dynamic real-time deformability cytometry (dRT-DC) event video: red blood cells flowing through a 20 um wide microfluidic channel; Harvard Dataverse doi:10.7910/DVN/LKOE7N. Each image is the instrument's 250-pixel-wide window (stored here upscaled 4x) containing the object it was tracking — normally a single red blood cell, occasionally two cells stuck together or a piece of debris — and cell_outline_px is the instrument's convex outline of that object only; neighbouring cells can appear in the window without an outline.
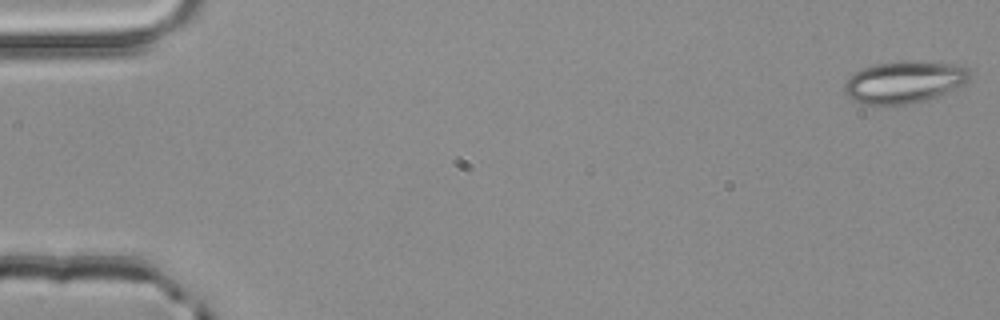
{"species": "common noctule bat (a hibernating species)", "species_latin": "Nyctalus noctula", "temperature_condition": "room temperature", "stored_images_in_passage": 52, "camera_frame_rate_fps": 3000, "um_per_image_px": 0.085, "animal": {"sex": "male", "body_mass_g": 20.4}, "frame": {"image": 1, "passage_image": 1, "time_ms": 0.0, "image_size_px": [1000, 320], "cell_outline_px": [[972, 76], [968, 80], [952, 92], [924, 100], [908, 104], [860, 104], [852, 100], [844, 92], [844, 84], [848, 76], [864, 68], [876, 64], [900, 60], [904, 60], [964, 64], [972, 72]], "centroid_in_image_um": [76.91, 6.96], "position_along_channel_um": 8.1, "area_um2": 31.27}}
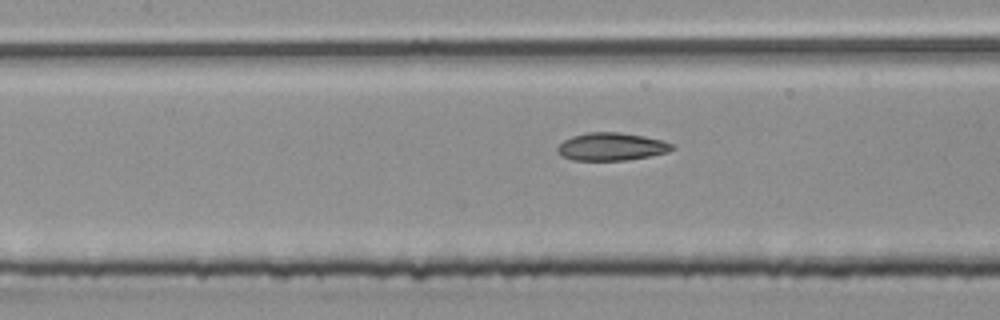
{"frame": {"image": 2, "passage_image": 24, "time_ms": 7.667, "image_size_px": [1000, 320], "cell_outline_px": [[676, 148], [668, 152], [628, 160], [572, 160], [560, 156], [556, 152], [556, 148], [564, 140], [572, 136], [588, 132], [620, 132], [644, 136], [664, 140], [672, 144]], "centroid_in_image_um": [51.96, 12.46], "position_along_channel_um": 155.4, "area_um2": 18.73}}
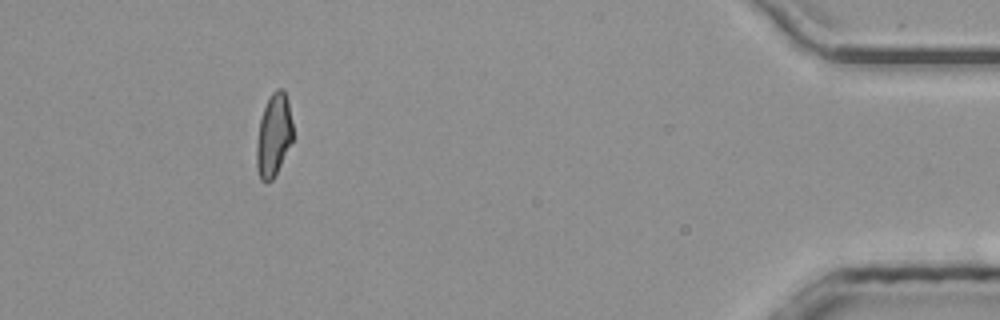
{"frame": {"image": 3, "passage_image": 48, "time_ms": 15.667, "image_size_px": [1000, 320], "cell_outline_px": [[292, 140], [272, 180], [268, 184], [264, 184], [260, 180], [256, 164], [256, 144], [260, 120], [268, 96], [276, 88], [284, 88], [288, 100], [292, 124]], "centroid_in_image_um": [23.24, 11.47], "position_along_channel_um": 412.0, "area_um2": 17.51}, "authors_computed_cell_mechanics": {"area_um2": 18.6116, "velocity_mm_per_s": 4.0025, "shape_relaxation_time_tau1_ms": null, "shape_relaxation_time_tau2_ms": 2.4268, "deformation_change_tau1": null, "deformation_change_tau2": 0.0988}}